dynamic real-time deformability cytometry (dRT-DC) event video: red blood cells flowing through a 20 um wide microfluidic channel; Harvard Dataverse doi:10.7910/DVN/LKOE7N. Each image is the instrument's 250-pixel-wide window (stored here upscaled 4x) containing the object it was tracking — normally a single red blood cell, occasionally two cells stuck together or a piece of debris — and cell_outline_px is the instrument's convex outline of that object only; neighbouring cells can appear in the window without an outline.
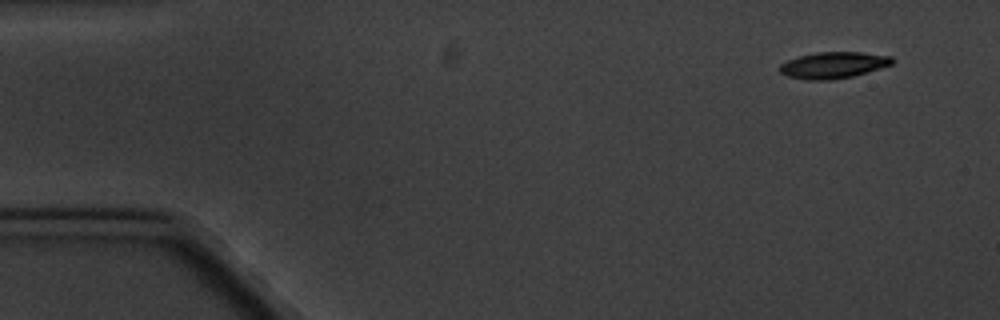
{"species": "common noctule bat (a hibernating species)", "species_latin": "Nyctalus noctula", "temperature_condition": "cold", "stored_images_in_passage": 4, "camera_frame_rate_fps": 3000, "um_per_image_px": 0.085, "animal": {"sex": "male", "body_mass_g": 20.1, "forearm_length_mm": 53.5}, "frame": {"image": 1, "passage_image": 1, "time_ms": 0.0, "image_size_px": [1000, 320], "cell_outline_px": [[892, 64], [852, 76], [832, 80], [808, 80], [788, 76], [780, 72], [780, 64], [788, 60], [800, 56], [816, 52], [860, 52], [892, 56]], "centroid_in_image_um": [70.81, 5.53], "position_along_channel_um": 14.2, "area_um2": 17.05}}
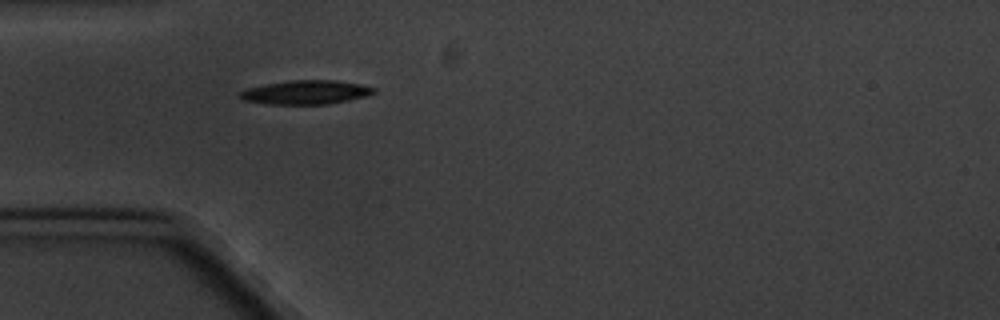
{"frame": {"image": 2, "passage_image": 4, "time_ms": 4.333, "image_size_px": [1000, 320], "cell_outline_px": [[376, 92], [364, 96], [348, 100], [328, 104], [268, 104], [244, 100], [236, 96], [236, 92], [248, 88], [264, 84], [288, 80], [336, 80], [360, 84], [376, 88]], "centroid_in_image_um": [25.94, 7.84], "position_along_channel_um": 59.1, "area_um2": 18.79}}